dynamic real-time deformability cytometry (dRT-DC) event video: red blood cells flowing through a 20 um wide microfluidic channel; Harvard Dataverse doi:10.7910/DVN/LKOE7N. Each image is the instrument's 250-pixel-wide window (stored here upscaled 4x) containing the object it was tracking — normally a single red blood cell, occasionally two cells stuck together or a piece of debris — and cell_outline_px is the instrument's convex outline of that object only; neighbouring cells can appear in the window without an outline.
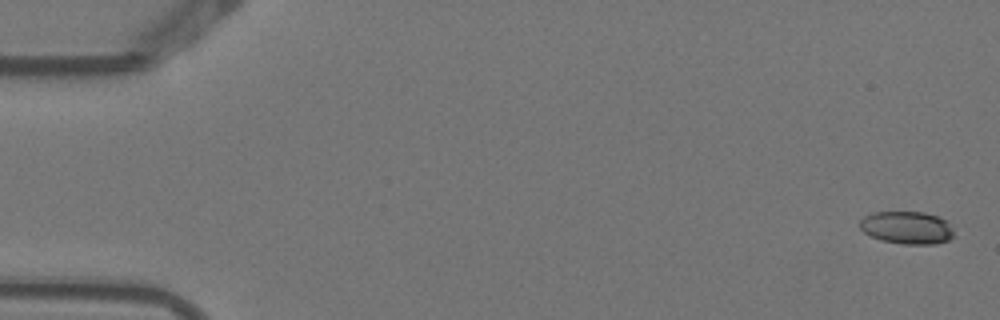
{"species": "Egyptian fruit bat (a non-hibernating species)", "species_latin": "Rousettus aegyptiacus", "temperature_condition": "warm", "stored_images_in_passage": 6, "camera_frame_rate_fps": 3000, "um_per_image_px": 0.085, "animal": {"sex": "female"}, "frame": {"image": 1, "passage_image": 1, "time_ms": 0.0, "image_size_px": [1000, 320], "cell_outline_px": [[952, 236], [948, 240], [936, 244], [904, 244], [884, 240], [872, 236], [864, 232], [860, 228], [860, 220], [864, 216], [872, 212], [924, 212], [940, 216], [948, 224], [952, 232]], "centroid_in_image_um": [77.07, 19.34], "position_along_channel_um": 7.9, "area_um2": 17.69}}
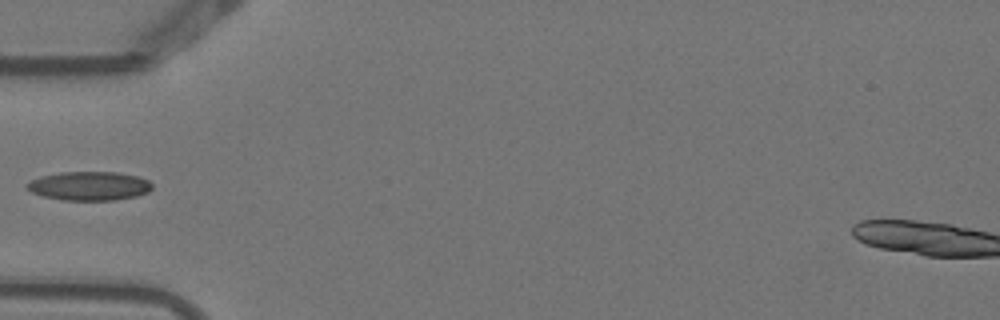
{"frame": {"image": 2, "passage_image": 5, "time_ms": 1.333, "image_size_px": [1000, 320], "cell_outline_px": [[152, 188], [148, 192], [136, 196], [116, 200], [64, 200], [44, 196], [32, 192], [28, 188], [28, 184], [32, 180], [40, 176], [60, 172], [116, 172], [136, 176], [148, 180], [152, 184]], "centroid_in_image_um": [7.62, 15.8], "position_along_channel_um": 77.4, "area_um2": 20.87}}
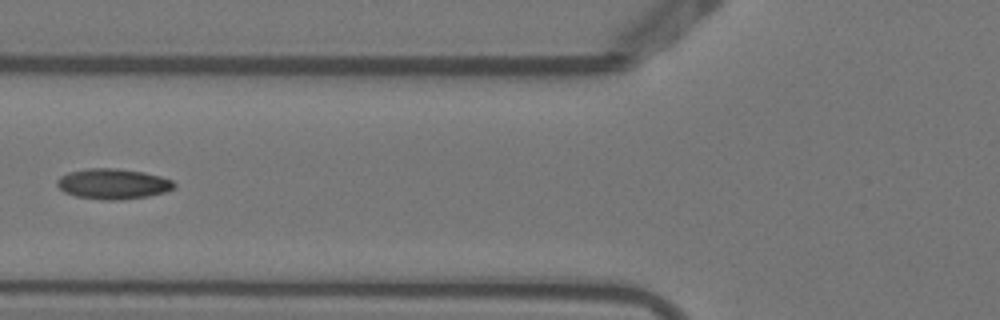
{"frame": {"image": 3, "passage_image": 6, "time_ms": 1.667, "image_size_px": [1000, 320], "cell_outline_px": [[176, 184], [172, 188], [164, 192], [148, 196], [120, 200], [104, 200], [76, 196], [64, 192], [56, 184], [56, 180], [60, 176], [68, 172], [88, 168], [116, 168], [144, 172], [160, 176], [172, 180]], "centroid_in_image_um": [9.58, 15.62], "position_along_channel_um": 116.2, "area_um2": 20.75}}